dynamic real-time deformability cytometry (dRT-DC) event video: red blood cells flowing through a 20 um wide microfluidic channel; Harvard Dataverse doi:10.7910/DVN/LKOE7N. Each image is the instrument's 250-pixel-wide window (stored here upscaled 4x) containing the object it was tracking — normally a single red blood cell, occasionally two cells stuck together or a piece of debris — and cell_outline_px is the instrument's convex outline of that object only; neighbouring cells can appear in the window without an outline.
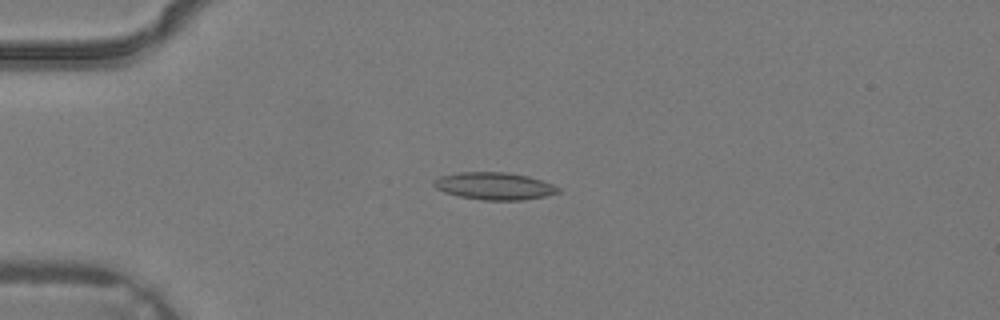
{"species": "common noctule bat (a hibernating species)", "species_latin": "Nyctalus noctula", "temperature_condition": "warm", "stored_images_in_passage": 4, "camera_frame_rate_fps": 3000, "um_per_image_px": 0.085, "animal": {"sex": "male", "body_mass_g": 19.2, "forearm_length_mm": 51.8}, "frame": {"image": 1, "passage_image": 3, "time_ms": 0.667, "image_size_px": [1000, 320], "cell_outline_px": [[560, 192], [544, 196], [524, 200], [484, 200], [460, 196], [444, 192], [436, 188], [432, 184], [432, 180], [440, 176], [460, 172], [508, 172], [528, 176], [552, 184], [560, 188]], "centroid_in_image_um": [42.0, 15.81], "position_along_channel_um": 43.0, "area_um2": 19.77}}